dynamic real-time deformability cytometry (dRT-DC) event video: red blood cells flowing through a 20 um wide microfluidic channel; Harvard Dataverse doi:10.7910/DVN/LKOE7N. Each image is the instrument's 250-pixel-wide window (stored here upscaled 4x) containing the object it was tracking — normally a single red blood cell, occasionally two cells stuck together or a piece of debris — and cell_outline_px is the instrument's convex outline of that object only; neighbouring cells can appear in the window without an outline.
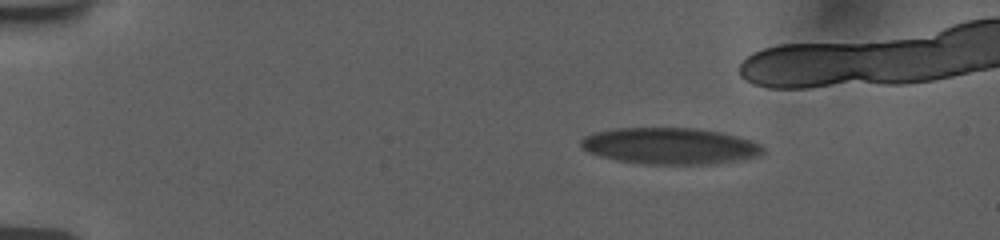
{"species": "human", "species_latin": "Homo sapiens", "temperature_condition": "room temperature", "stored_images_in_passage": 39, "camera_frame_rate_fps": 3000, "um_per_image_px": 0.085, "donor": {"sex": "female"}, "frame": {"image": 1, "passage_image": 1, "time_ms": 0.0, "image_size_px": [1000, 240], "cell_outline_px": [[764, 152], [760, 156], [736, 160], [708, 164], [644, 164], [616, 160], [600, 156], [588, 152], [580, 144], [580, 140], [584, 136], [596, 132], [616, 128], [696, 128], [720, 132], [752, 140], [760, 144], [764, 148]], "centroid_in_image_um": [56.95, 12.4], "position_along_channel_um": 28.1, "area_um2": 38.61}}
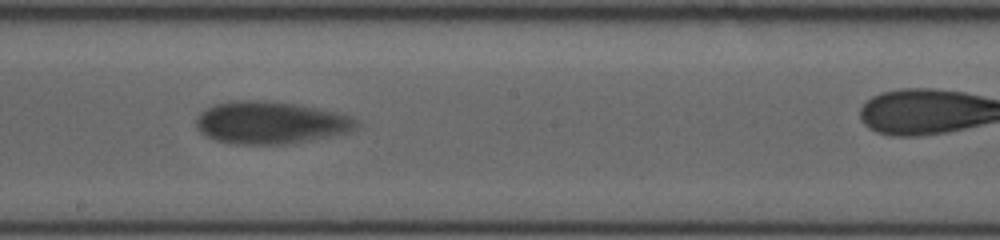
{"frame": {"image": 2, "passage_image": 25, "time_ms": 8.0, "image_size_px": [1000, 240], "cell_outline_px": [[360, 124], [356, 128], [348, 132], [284, 144], [236, 144], [216, 140], [200, 132], [196, 128], [196, 120], [200, 112], [216, 104], [232, 100], [272, 100], [296, 104], [336, 112], [352, 116]], "centroid_in_image_um": [22.98, 10.41], "position_along_channel_um": 225.2, "area_um2": 39.36}}
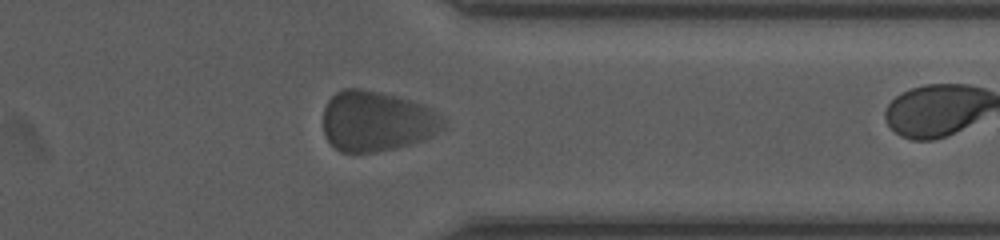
{"frame": {"image": 3, "passage_image": 38, "time_ms": 12.333, "image_size_px": [1000, 240], "cell_outline_px": [[444, 128], [432, 136], [424, 140], [396, 148], [376, 152], [340, 152], [328, 140], [324, 132], [324, 108], [328, 100], [336, 92], [344, 88], [360, 88], [380, 92], [396, 96], [424, 104], [432, 108], [444, 120]], "centroid_in_image_um": [32.03, 10.3], "position_along_channel_um": 379.4, "area_um2": 42.31}}